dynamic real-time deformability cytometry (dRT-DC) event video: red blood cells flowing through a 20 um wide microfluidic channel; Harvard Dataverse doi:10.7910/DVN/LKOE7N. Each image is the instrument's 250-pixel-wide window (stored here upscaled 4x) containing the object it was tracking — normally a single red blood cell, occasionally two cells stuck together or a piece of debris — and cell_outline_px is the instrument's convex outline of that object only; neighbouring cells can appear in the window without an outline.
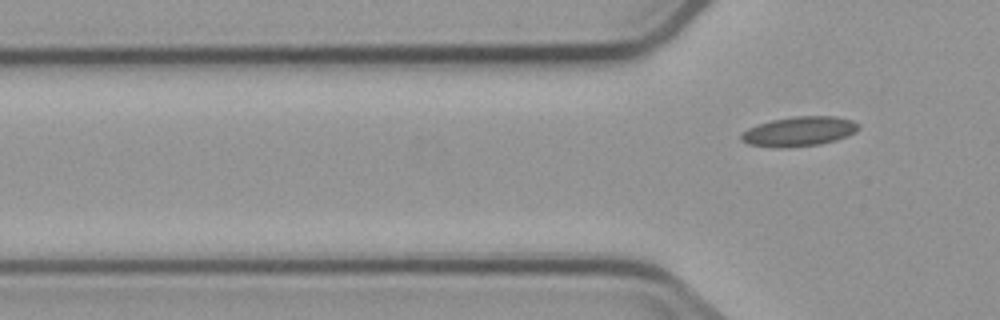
{"species": "common noctule bat (a hibernating species)", "species_latin": "Nyctalus noctula", "temperature_condition": "cold", "stored_images_in_passage": 4, "camera_frame_rate_fps": 3000, "um_per_image_px": 0.085, "animal": {"sex": "male", "body_mass_g": 23.1, "forearm_length_mm": 52.7}, "frame": {"image": 1, "passage_image": 4, "time_ms": 5.0, "image_size_px": [1000, 320], "cell_outline_px": [[860, 128], [856, 132], [848, 136], [836, 140], [820, 144], [784, 148], [772, 148], [748, 144], [740, 140], [740, 136], [748, 128], [756, 124], [772, 120], [792, 116], [836, 116], [852, 120], [860, 124]], "centroid_in_image_um": [67.93, 11.17], "position_along_channel_um": 57.9, "area_um2": 20.58}}